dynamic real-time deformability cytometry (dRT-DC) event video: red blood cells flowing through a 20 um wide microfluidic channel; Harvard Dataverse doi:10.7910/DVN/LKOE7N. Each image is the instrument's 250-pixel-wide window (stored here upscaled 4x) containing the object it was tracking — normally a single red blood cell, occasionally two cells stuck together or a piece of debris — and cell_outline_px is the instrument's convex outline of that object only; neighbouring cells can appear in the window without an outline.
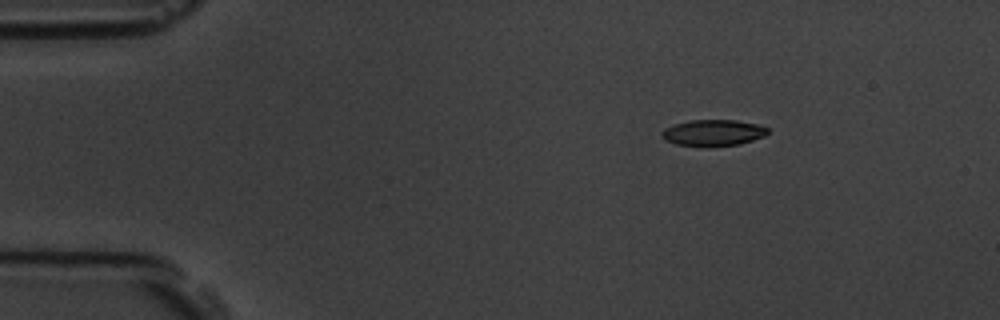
{"species": "common noctule bat (a hibernating species)", "species_latin": "Nyctalus noctula", "temperature_condition": "room temperature", "stored_images_in_passage": 4, "camera_frame_rate_fps": 3000, "um_per_image_px": 0.085, "animal": {"sex": "male", "body_mass_g": 19.5, "forearm_length_mm": 54.6}, "frame": {"image": 1, "passage_image": 2, "time_ms": 1.0, "image_size_px": [1000, 320], "cell_outline_px": [[768, 132], [764, 136], [740, 144], [708, 148], [704, 148], [676, 144], [664, 140], [660, 136], [660, 132], [664, 128], [672, 124], [688, 120], [736, 120], [760, 124], [768, 128]], "centroid_in_image_um": [60.56, 11.3], "position_along_channel_um": 24.4, "area_um2": 16.82}}